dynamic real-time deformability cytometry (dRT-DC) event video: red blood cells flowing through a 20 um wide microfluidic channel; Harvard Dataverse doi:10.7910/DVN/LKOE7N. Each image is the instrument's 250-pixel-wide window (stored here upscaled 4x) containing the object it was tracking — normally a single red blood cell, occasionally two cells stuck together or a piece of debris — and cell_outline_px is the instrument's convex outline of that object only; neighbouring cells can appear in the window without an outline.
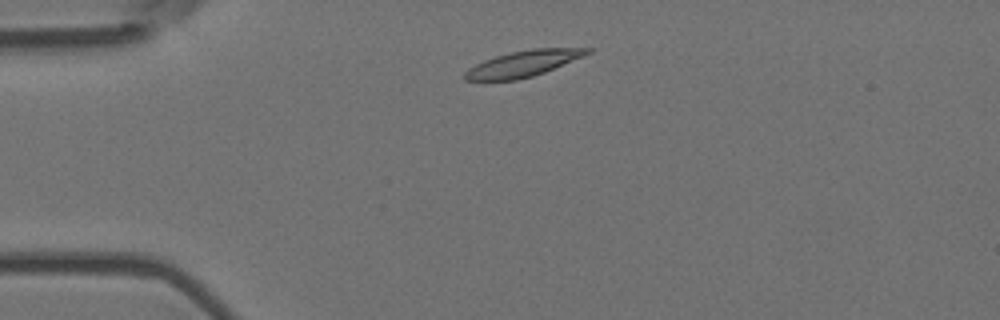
{"species": "Egyptian fruit bat (a non-hibernating species)", "species_latin": "Rousettus aegyptiacus", "temperature_condition": "room temperature", "stored_images_in_passage": 3, "camera_frame_rate_fps": 3000, "um_per_image_px": 0.085, "animal": {"sex": "female"}, "frame": {"image": 1, "passage_image": 2, "time_ms": 0.333, "image_size_px": [1000, 320], "cell_outline_px": [[592, 52], [584, 56], [544, 72], [532, 76], [516, 80], [464, 80], [460, 76], [468, 68], [484, 60], [496, 56], [512, 52], [532, 48], [592, 48]], "centroid_in_image_um": [44.44, 5.41], "position_along_channel_um": 40.6, "area_um2": 18.5}}